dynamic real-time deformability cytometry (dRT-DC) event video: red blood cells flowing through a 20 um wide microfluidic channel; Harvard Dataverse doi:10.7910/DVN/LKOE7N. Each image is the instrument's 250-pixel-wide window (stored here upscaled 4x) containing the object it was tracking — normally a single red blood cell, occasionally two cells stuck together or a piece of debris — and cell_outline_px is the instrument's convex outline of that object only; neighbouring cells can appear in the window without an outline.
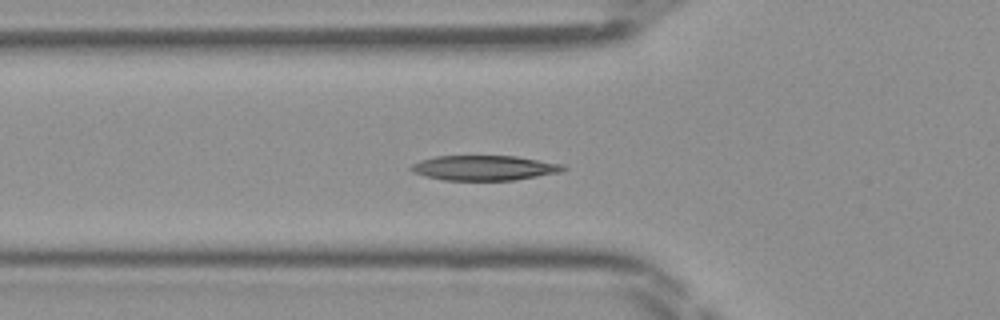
{"species": "Egyptian fruit bat (a non-hibernating species)", "species_latin": "Rousettus aegyptiacus", "temperature_condition": "room temperature", "stored_images_in_passage": 32, "camera_frame_rate_fps": 3000, "um_per_image_px": 0.085, "frame": {"image": 1, "passage_image": 2, "time_ms": 0.333, "image_size_px": [1000, 320], "cell_outline_px": [[568, 168], [560, 172], [512, 180], [444, 180], [412, 172], [408, 168], [412, 164], [420, 160], [436, 156], [516, 156], [564, 164]], "centroid_in_image_um": [41.16, 14.26], "position_along_channel_um": 84.6, "area_um2": 22.02}}
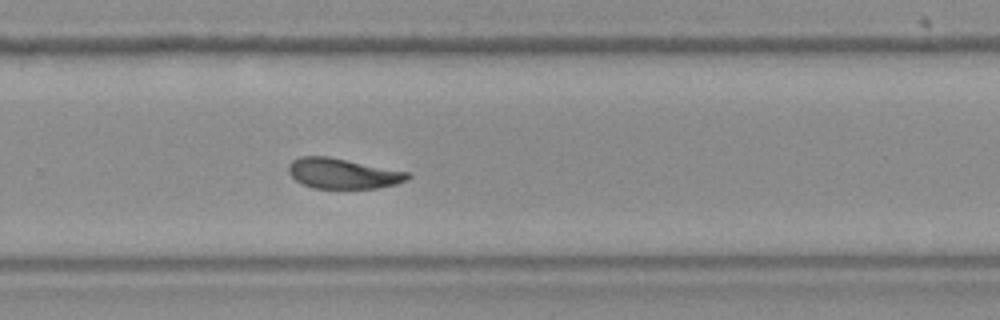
{"frame": {"image": 2, "passage_image": 17, "time_ms": 5.333, "image_size_px": [1000, 320], "cell_outline_px": [[412, 176], [408, 180], [396, 184], [380, 188], [312, 188], [296, 180], [288, 172], [288, 164], [292, 160], [300, 156], [328, 156], [408, 172]], "centroid_in_image_um": [29.14, 14.74], "position_along_channel_um": 300.7, "area_um2": 21.04}}
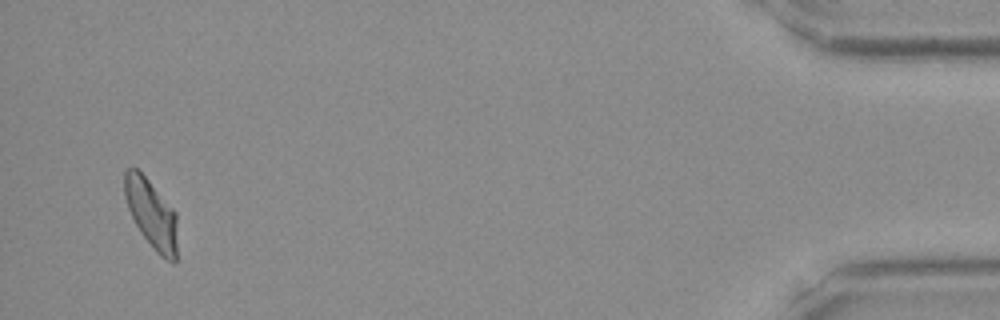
{"frame": {"image": 3, "passage_image": 31, "time_ms": 10.0, "image_size_px": [1000, 320], "cell_outline_px": [[176, 260], [172, 264], [160, 256], [156, 252], [140, 232], [128, 208], [124, 196], [124, 172], [128, 168], [136, 168], [148, 180], [176, 212]], "centroid_in_image_um": [12.86, 18.19], "position_along_channel_um": 422.3, "area_um2": 20.98}}